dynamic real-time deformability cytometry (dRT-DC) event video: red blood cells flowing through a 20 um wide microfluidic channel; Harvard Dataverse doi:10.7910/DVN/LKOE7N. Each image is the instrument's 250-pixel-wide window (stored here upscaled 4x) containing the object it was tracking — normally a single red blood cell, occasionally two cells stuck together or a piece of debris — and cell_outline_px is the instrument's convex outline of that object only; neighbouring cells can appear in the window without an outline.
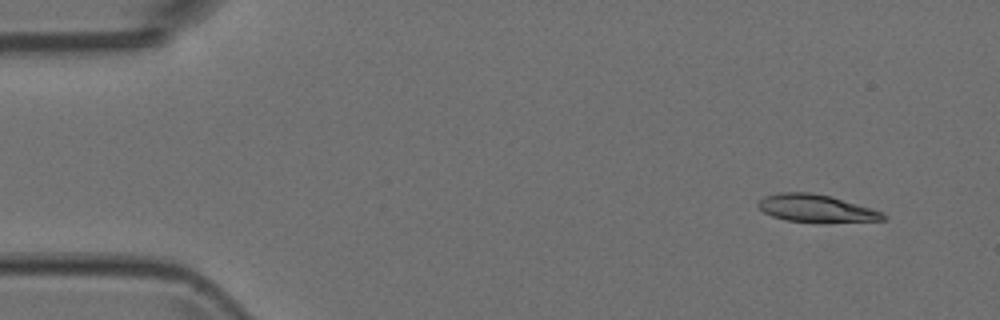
{"species": "Egyptian fruit bat (a non-hibernating species)", "species_latin": "Rousettus aegyptiacus", "temperature_condition": "room temperature", "stored_images_in_passage": 4, "camera_frame_rate_fps": 3000, "um_per_image_px": 0.085, "animal": {"sex": "female"}, "frame": {"image": 1, "passage_image": 1, "time_ms": 0.0, "image_size_px": [1000, 320], "cell_outline_px": [[888, 220], [784, 220], [772, 216], [764, 212], [756, 204], [764, 196], [780, 192], [812, 192], [832, 196], [872, 208], [884, 212], [888, 216]], "centroid_in_image_um": [69.36, 17.66], "position_along_channel_um": 15.6, "area_um2": 19.42}}
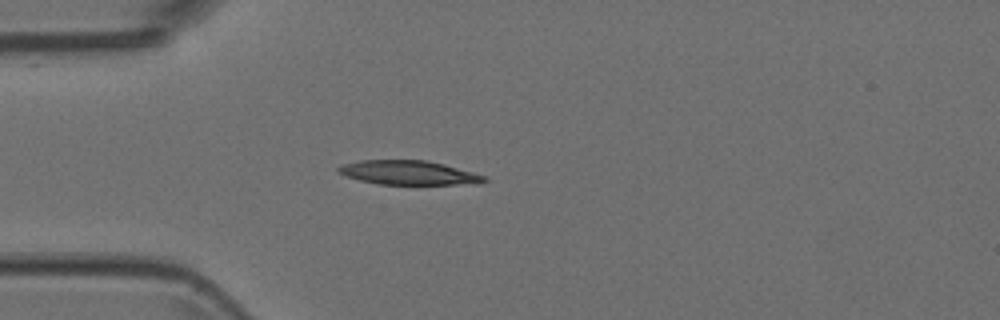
{"frame": {"image": 2, "passage_image": 4, "time_ms": 1.0, "image_size_px": [1000, 320], "cell_outline_px": [[488, 180], [456, 184], [376, 184], [360, 180], [336, 172], [336, 168], [344, 164], [360, 160], [424, 160], [444, 164], [488, 176]], "centroid_in_image_um": [34.68, 14.67], "position_along_channel_um": 50.3, "area_um2": 20.23}}